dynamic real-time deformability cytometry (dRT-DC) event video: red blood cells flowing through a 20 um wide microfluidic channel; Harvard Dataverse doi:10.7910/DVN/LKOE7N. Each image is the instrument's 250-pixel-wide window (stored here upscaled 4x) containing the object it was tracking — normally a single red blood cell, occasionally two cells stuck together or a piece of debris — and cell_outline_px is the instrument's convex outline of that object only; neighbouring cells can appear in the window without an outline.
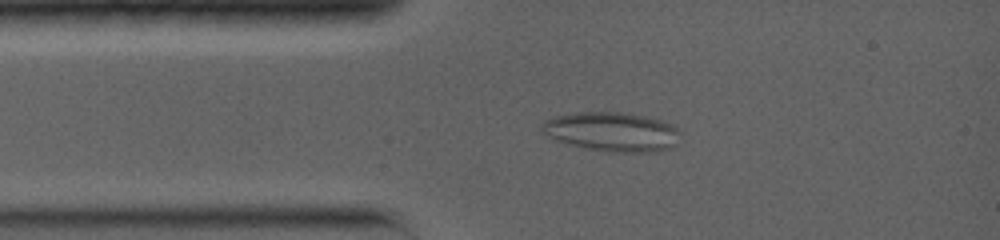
{"species": "common noctule bat (a hibernating species)", "species_latin": "Nyctalus noctula", "temperature_condition": "warm", "stored_images_in_passage": 2, "camera_frame_rate_fps": 5000, "um_per_image_px": 0.085, "animal": {"sex": "female", "body_mass_g": 19.0, "forearm_length_mm": 56.7}, "frame": {"image": 1, "passage_image": 1, "time_ms": 0.0, "image_size_px": [1000, 240], "cell_outline_px": [[680, 132], [672, 148], [656, 152], [608, 152], [584, 148], [552, 140], [540, 128], [540, 124], [544, 120], [556, 116], [580, 112], [620, 112], [644, 116], [660, 120], [672, 124]], "centroid_in_image_um": [51.98, 11.21], "position_along_channel_um": 33.0, "area_um2": 31.79}}